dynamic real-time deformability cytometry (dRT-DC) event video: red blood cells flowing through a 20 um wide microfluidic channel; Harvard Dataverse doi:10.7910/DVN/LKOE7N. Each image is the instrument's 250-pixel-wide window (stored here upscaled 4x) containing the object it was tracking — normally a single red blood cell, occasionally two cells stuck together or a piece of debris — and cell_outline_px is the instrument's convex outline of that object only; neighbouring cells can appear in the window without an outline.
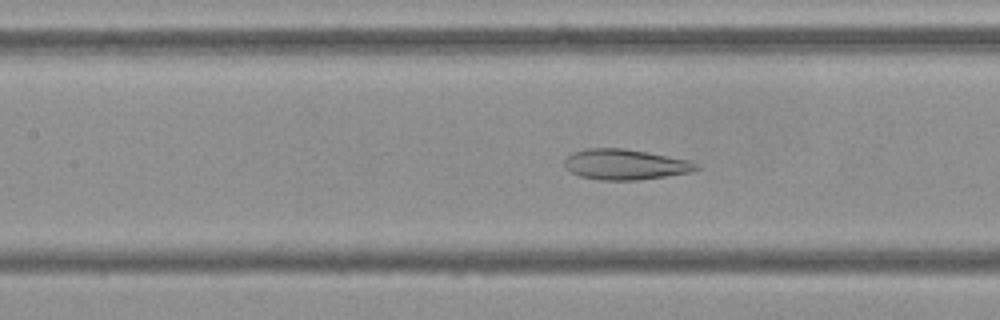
{"species": "Egyptian fruit bat (a non-hibernating species)", "species_latin": "Rousettus aegyptiacus", "temperature_condition": "cold", "stored_images_in_passage": 53, "camera_frame_rate_fps": 3000, "um_per_image_px": 0.085, "frame": {"image": 1, "passage_image": 23, "time_ms": 7.333, "image_size_px": [1000, 320], "cell_outline_px": [[700, 168], [688, 172], [640, 180], [600, 180], [580, 176], [564, 168], [564, 160], [572, 152], [588, 148], [624, 148], [648, 152], [688, 160], [700, 164]], "centroid_in_image_um": [53.12, 13.97], "position_along_channel_um": 154.3, "area_um2": 23.41}}
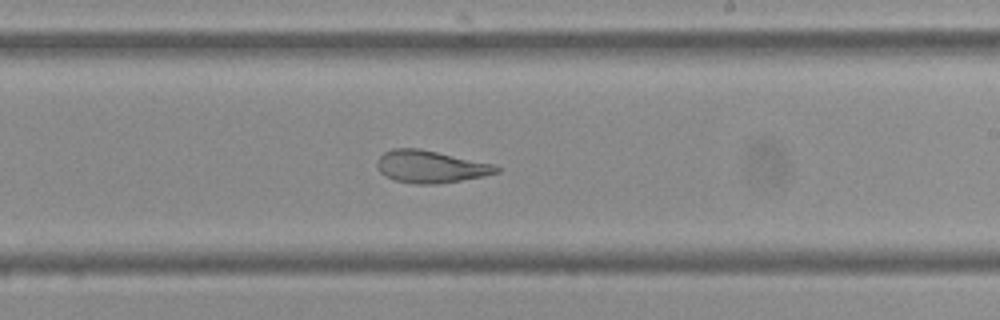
{"frame": {"image": 2, "passage_image": 31, "time_ms": 10.0, "image_size_px": [1000, 320], "cell_outline_px": [[500, 172], [484, 176], [436, 184], [416, 184], [396, 180], [384, 176], [380, 172], [376, 164], [376, 160], [384, 152], [392, 148], [420, 148], [496, 164], [500, 168]], "centroid_in_image_um": [36.6, 14.15], "position_along_channel_um": 252.4, "area_um2": 22.66}}
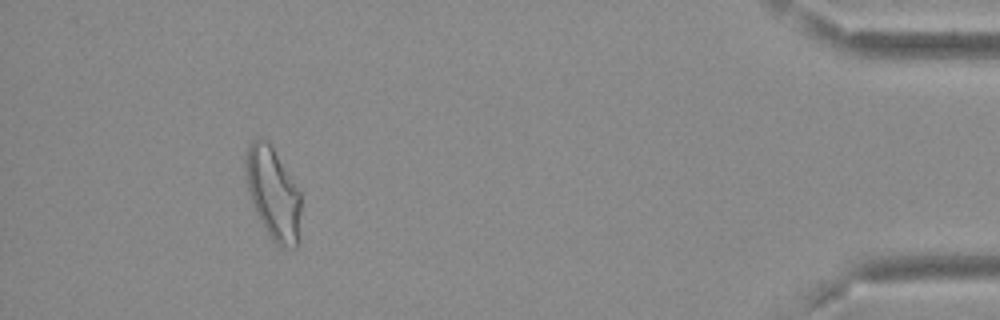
{"frame": {"image": 3, "passage_image": 49, "time_ms": 16.0, "image_size_px": [1000, 320], "cell_outline_px": [[300, 212], [296, 248], [280, 248], [272, 240], [260, 220], [252, 204], [248, 192], [244, 172], [244, 164], [248, 144], [256, 136], [260, 136], [268, 140], [300, 192]], "centroid_in_image_um": [23.17, 16.4], "position_along_channel_um": 412.0, "area_um2": 29.77}, "authors_computed_cell_mechanics": {"area_um2": 27.5706, "velocity_mm_per_s": 3.6879, "shape_relaxation_time_tau1_ms": null, "shape_relaxation_time_tau2_ms": 1.6776, "deformation_change_tau1": null, "deformation_change_tau2": 0.0859}}